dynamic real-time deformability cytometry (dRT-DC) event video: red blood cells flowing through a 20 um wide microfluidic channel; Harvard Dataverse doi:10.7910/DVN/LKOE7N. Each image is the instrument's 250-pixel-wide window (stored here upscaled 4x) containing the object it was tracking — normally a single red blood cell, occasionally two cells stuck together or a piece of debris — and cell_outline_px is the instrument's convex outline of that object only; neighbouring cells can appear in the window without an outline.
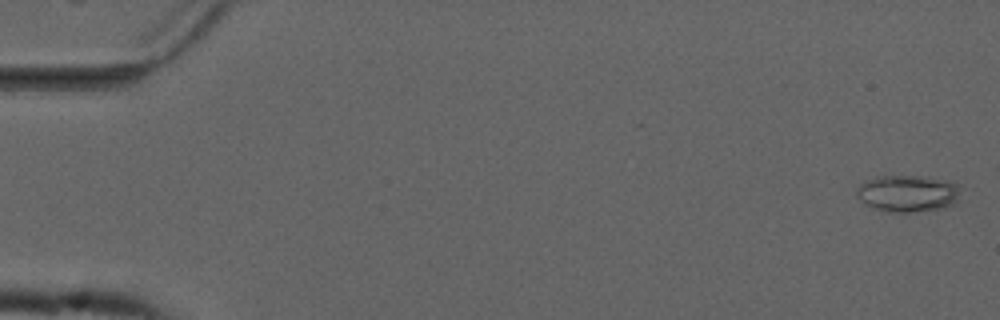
{"species": "common noctule bat (a hibernating species)", "species_latin": "Nyctalus noctula", "temperature_condition": "cold", "stored_images_in_passage": 56, "camera_frame_rate_fps": 3000, "um_per_image_px": 0.085, "animal": {"sex": "male", "forearm_length_mm": 52.5}, "frame": {"image": 1, "passage_image": 2, "time_ms": 0.333, "image_size_px": [1000, 320], "cell_outline_px": [[960, 188], [956, 204], [944, 208], [912, 212], [888, 212], [872, 208], [864, 204], [856, 196], [856, 188], [860, 184], [876, 176], [916, 176], [944, 180], [960, 184]], "centroid_in_image_um": [77.14, 16.46], "position_along_channel_um": 7.9, "area_um2": 22.48}}
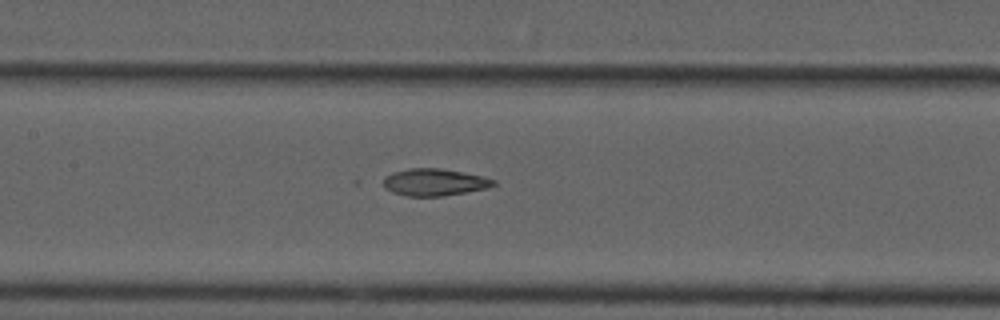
{"frame": {"image": 2, "passage_image": 27, "time_ms": 8.667, "image_size_px": [1000, 320], "cell_outline_px": [[496, 184], [484, 188], [444, 196], [404, 196], [392, 192], [384, 188], [384, 176], [392, 172], [408, 168], [440, 168], [480, 176], [496, 180]], "centroid_in_image_um": [36.85, 15.49], "position_along_channel_um": 170.6, "area_um2": 17.22}}
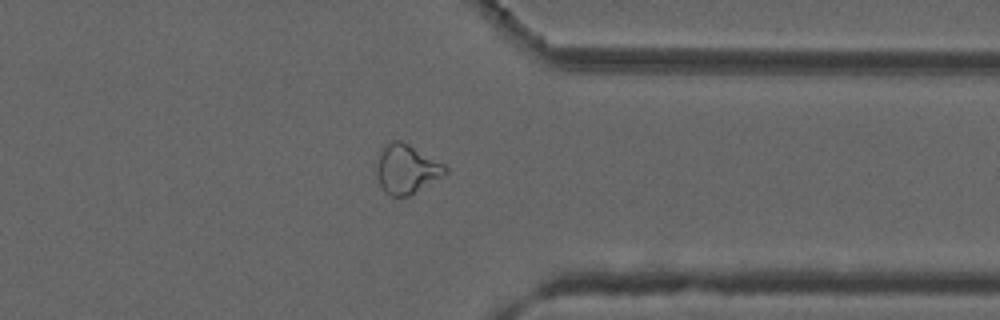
{"frame": {"image": 3, "passage_image": 44, "time_ms": 14.333, "image_size_px": [1000, 320], "cell_outline_px": [[448, 172], [408, 196], [392, 196], [384, 192], [372, 172], [380, 152], [392, 140], [400, 140], [408, 144], [444, 164], [448, 168]], "centroid_in_image_um": [34.48, 14.38], "position_along_channel_um": 376.9, "area_um2": 19.65}, "authors_computed_cell_mechanics": {"area_um2": 19.363, "velocity_mm_per_s": 3.7238, "shape_relaxation_time_tau1_ms": 9.2851, "shape_relaxation_time_tau2_ms": 2.4276, "deformation_change_tau1": 0.2069, "deformation_change_tau2": 0.0936}}